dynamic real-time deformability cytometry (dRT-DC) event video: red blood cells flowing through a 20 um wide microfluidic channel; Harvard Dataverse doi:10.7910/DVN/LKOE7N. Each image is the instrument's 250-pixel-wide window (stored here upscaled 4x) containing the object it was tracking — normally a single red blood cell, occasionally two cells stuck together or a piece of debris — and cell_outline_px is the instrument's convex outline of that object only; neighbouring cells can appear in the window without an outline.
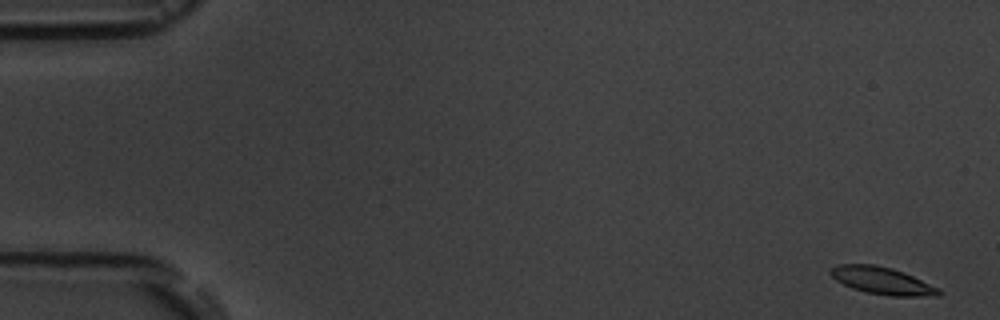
{"species": "common noctule bat (a hibernating species)", "species_latin": "Nyctalus noctula", "temperature_condition": "room temperature", "stored_images_in_passage": 9, "camera_frame_rate_fps": 3000, "um_per_image_px": 0.085, "animal": {"sex": "male", "body_mass_g": 19.5, "forearm_length_mm": 54.6}, "frame": {"image": 1, "passage_image": 1, "time_ms": 0.0, "image_size_px": [1000, 320], "cell_outline_px": [[944, 292], [940, 296], [888, 296], [868, 292], [852, 288], [836, 280], [828, 272], [832, 268], [840, 264], [876, 264], [892, 268], [904, 272], [940, 288]], "centroid_in_image_um": [75.04, 23.86], "position_along_channel_um": 10.0, "area_um2": 17.28}}
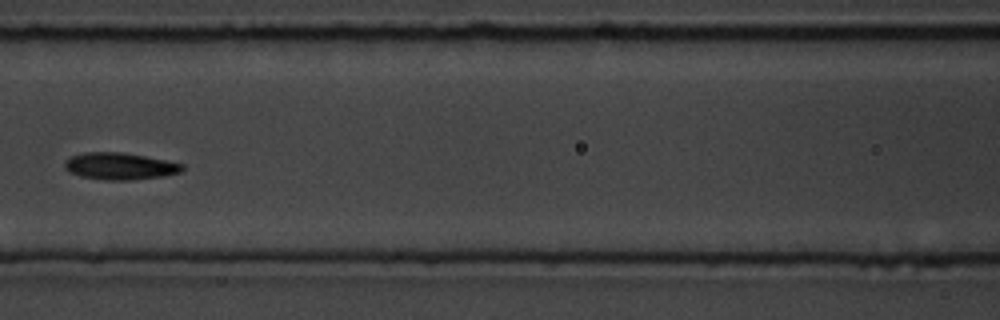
{"frame": {"image": 2, "passage_image": 8, "time_ms": 8.0, "image_size_px": [1000, 320], "cell_outline_px": [[184, 168], [180, 172], [164, 176], [128, 180], [104, 180], [80, 176], [68, 172], [64, 168], [64, 160], [72, 156], [84, 152], [120, 152], [144, 156], [184, 164]], "centroid_in_image_um": [10.14, 14.13], "position_along_channel_um": 156.5, "area_um2": 18.44}}
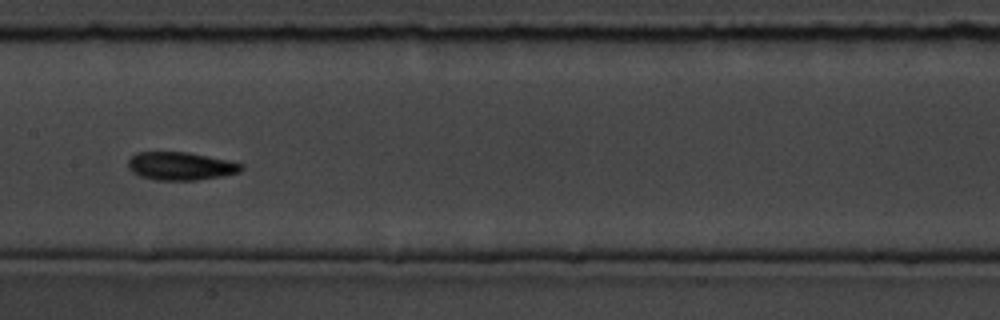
{"frame": {"image": 3, "passage_image": 9, "time_ms": 9.0, "image_size_px": [1000, 320], "cell_outline_px": [[244, 168], [240, 172], [224, 176], [196, 180], [156, 180], [140, 176], [132, 172], [128, 168], [128, 160], [136, 152], [188, 152], [228, 160], [244, 164]], "centroid_in_image_um": [15.37, 14.12], "position_along_channel_um": 192.0, "area_um2": 18.67}}